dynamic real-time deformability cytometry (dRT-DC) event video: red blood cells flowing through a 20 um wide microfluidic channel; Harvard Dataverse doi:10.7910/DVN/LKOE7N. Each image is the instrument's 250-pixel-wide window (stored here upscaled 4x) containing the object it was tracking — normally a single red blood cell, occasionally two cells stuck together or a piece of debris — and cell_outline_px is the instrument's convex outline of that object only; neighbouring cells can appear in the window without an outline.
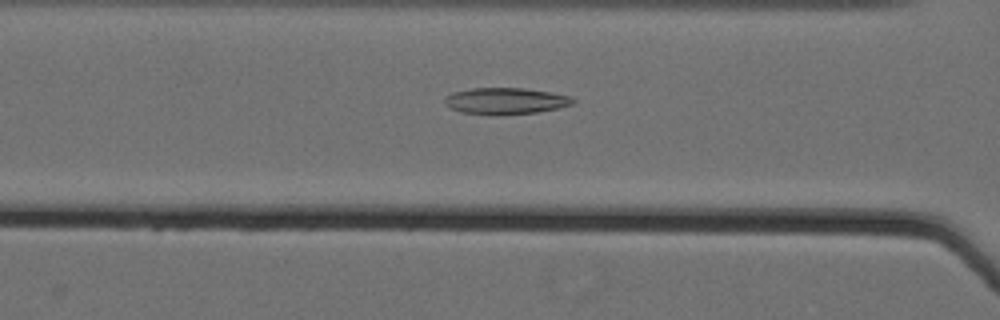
{"species": "Egyptian fruit bat (a non-hibernating species)", "species_latin": "Rousettus aegyptiacus", "temperature_condition": "cold", "stored_images_in_passage": 62, "camera_frame_rate_fps": 3000, "um_per_image_px": 0.085, "animal": {"sex": "female"}, "frame": {"image": 1, "passage_image": 31, "time_ms": 10.0, "image_size_px": [1000, 320], "cell_outline_px": [[576, 100], [572, 104], [556, 108], [536, 112], [496, 116], [460, 112], [448, 108], [444, 104], [444, 96], [452, 92], [472, 88], [524, 88], [548, 92], [568, 96]], "centroid_in_image_um": [42.87, 8.59], "position_along_channel_um": 123.7, "area_um2": 19.94}}
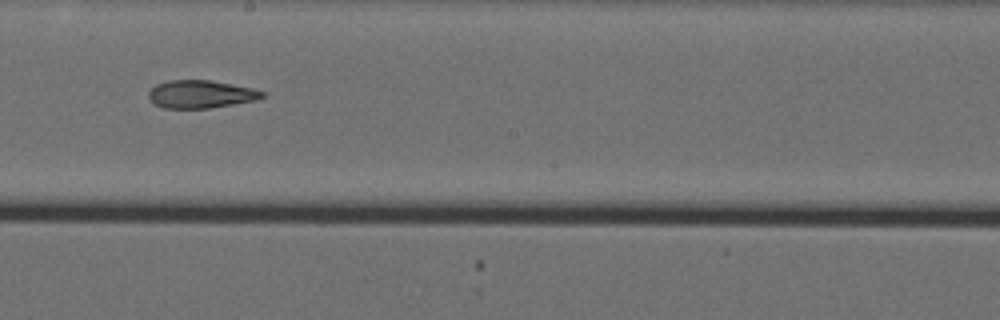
{"frame": {"image": 2, "passage_image": 40, "time_ms": 13.0, "image_size_px": [1000, 320], "cell_outline_px": [[264, 96], [256, 100], [208, 108], [164, 108], [156, 104], [148, 96], [148, 92], [156, 84], [168, 80], [212, 80], [252, 88], [264, 92]], "centroid_in_image_um": [17.06, 7.99], "position_along_channel_um": 231.1, "area_um2": 18.26}}
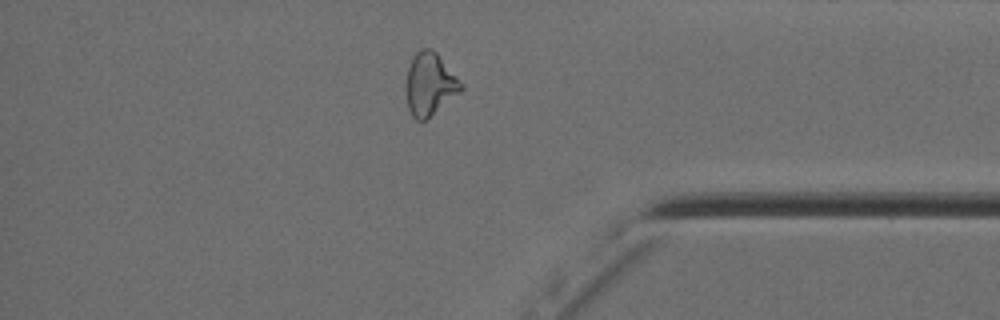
{"frame": {"image": 3, "passage_image": 55, "time_ms": 18.0, "image_size_px": [1000, 320], "cell_outline_px": [[464, 88], [460, 92], [424, 120], [416, 120], [412, 116], [408, 108], [408, 68], [412, 56], [420, 48], [432, 48], [436, 52], [464, 84]], "centroid_in_image_um": [36.56, 7.11], "position_along_channel_um": 398.6, "area_um2": 19.59}, "authors_computed_cell_mechanics": {"area_um2": 21.7328, "velocity_mm_per_s": 3.5743, "shape_relaxation_time_tau1_ms": null, "shape_relaxation_time_tau2_ms": 1.8549, "deformation_change_tau1": null, "deformation_change_tau2": 0.0861}}